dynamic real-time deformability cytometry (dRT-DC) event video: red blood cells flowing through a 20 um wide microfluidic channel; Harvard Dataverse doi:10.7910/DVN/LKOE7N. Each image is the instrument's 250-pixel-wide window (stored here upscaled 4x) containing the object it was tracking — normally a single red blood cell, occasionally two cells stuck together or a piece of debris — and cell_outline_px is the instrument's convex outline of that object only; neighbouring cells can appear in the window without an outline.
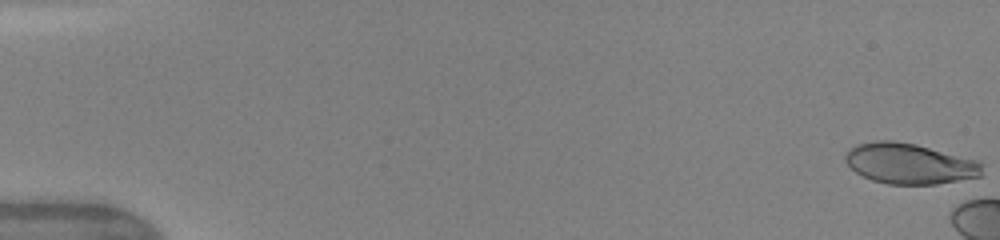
{"species": "human", "species_latin": "Homo sapiens", "temperature_condition": "warm", "stored_images_in_passage": 4, "camera_frame_rate_fps": 3000, "um_per_image_px": 0.085, "donor": {"sex": "female"}, "frame": {"image": 1, "passage_image": 1, "time_ms": 0.0, "image_size_px": [1000, 240], "cell_outline_px": [[984, 164], [980, 176], [936, 184], [888, 184], [872, 180], [856, 172], [844, 160], [844, 156], [848, 148], [856, 144], [876, 140], [892, 140], [916, 144], [980, 160]], "centroid_in_image_um": [77.31, 13.89], "position_along_channel_um": 7.7, "area_um2": 32.6}}